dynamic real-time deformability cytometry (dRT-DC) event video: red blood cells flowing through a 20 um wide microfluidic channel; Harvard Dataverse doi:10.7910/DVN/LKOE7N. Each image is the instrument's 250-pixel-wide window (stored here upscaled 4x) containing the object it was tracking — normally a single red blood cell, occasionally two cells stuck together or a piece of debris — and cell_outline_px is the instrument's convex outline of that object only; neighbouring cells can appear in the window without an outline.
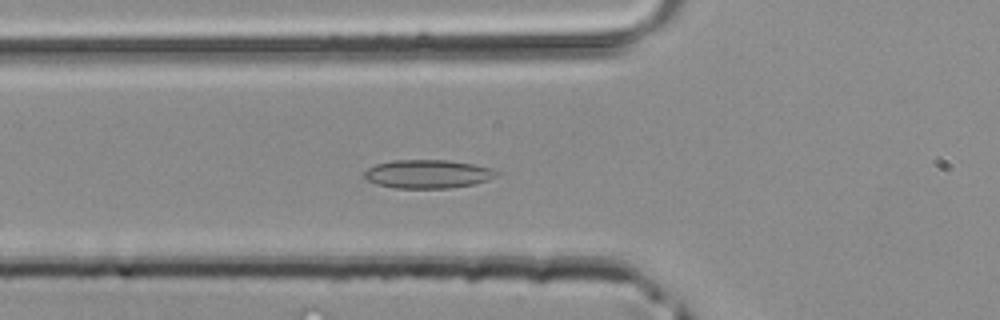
{"species": "common noctule bat (a hibernating species)", "species_latin": "Nyctalus noctula", "temperature_condition": "room temperature", "stored_images_in_passage": 42, "camera_frame_rate_fps": 3000, "um_per_image_px": 0.085, "animal": {"sex": "male", "body_mass_g": 20.4}, "frame": {"image": 1, "passage_image": 14, "time_ms": 4.333, "image_size_px": [1000, 320], "cell_outline_px": [[500, 172], [496, 176], [488, 180], [472, 184], [448, 188], [396, 188], [376, 184], [368, 180], [364, 176], [364, 172], [368, 168], [376, 164], [392, 160], [448, 160], [476, 164], [492, 168]], "centroid_in_image_um": [36.38, 14.78], "position_along_channel_um": 89.4, "area_um2": 22.02}}
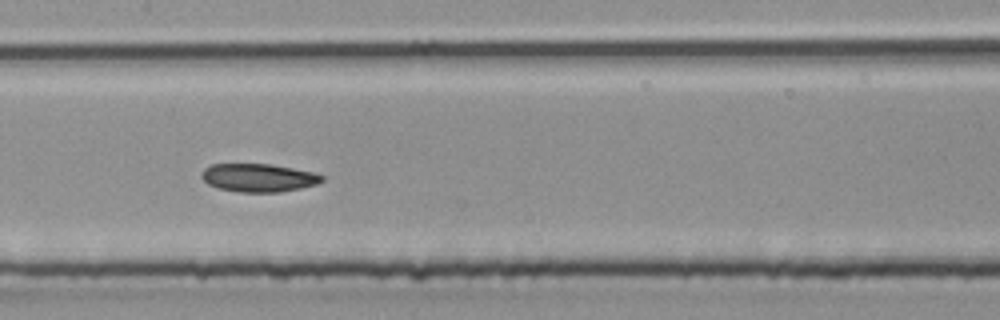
{"frame": {"image": 2, "passage_image": 20, "time_ms": 6.333, "image_size_px": [1000, 320], "cell_outline_px": [[324, 180], [316, 184], [300, 188], [280, 192], [240, 192], [216, 188], [208, 184], [200, 176], [200, 172], [204, 168], [212, 164], [272, 164], [312, 172], [324, 176]], "centroid_in_image_um": [21.93, 15.11], "position_along_channel_um": 185.5, "area_um2": 19.83}}
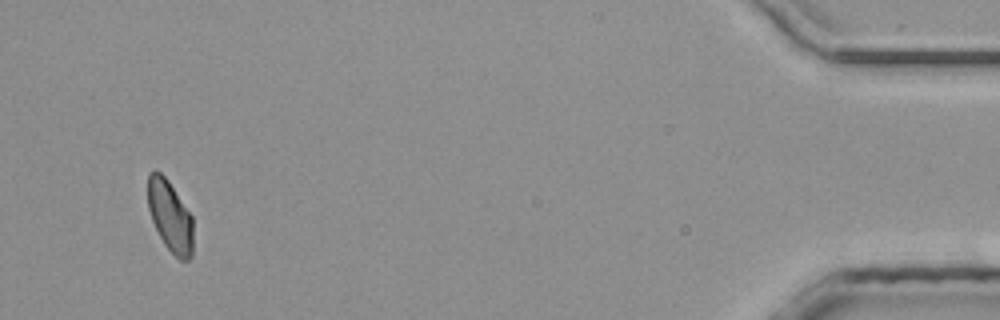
{"frame": {"image": 3, "passage_image": 40, "time_ms": 13.0, "image_size_px": [1000, 320], "cell_outline_px": [[192, 256], [188, 260], [180, 260], [164, 244], [152, 220], [148, 208], [148, 172], [160, 172], [168, 180], [192, 216]], "centroid_in_image_um": [14.45, 18.37], "position_along_channel_um": 420.7, "area_um2": 18.5}}